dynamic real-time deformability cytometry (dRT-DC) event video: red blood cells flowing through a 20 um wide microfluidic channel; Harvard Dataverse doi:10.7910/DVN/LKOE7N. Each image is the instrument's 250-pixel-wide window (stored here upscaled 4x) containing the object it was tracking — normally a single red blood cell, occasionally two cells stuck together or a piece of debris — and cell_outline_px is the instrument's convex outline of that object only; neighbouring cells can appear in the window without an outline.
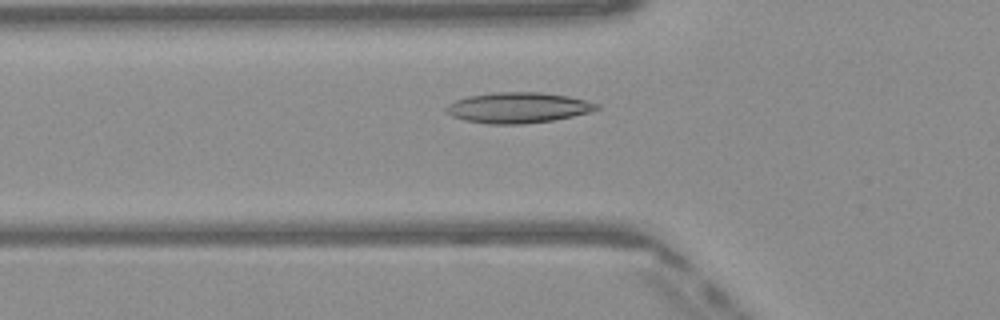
{"species": "Egyptian fruit bat (a non-hibernating species)", "species_latin": "Rousettus aegyptiacus", "temperature_condition": "warm", "stored_images_in_passage": 39, "camera_frame_rate_fps": 3000, "um_per_image_px": 0.085, "frame": {"image": 1, "passage_image": 7, "time_ms": 2.0, "image_size_px": [1000, 320], "cell_outline_px": [[600, 108], [588, 112], [572, 116], [552, 120], [524, 124], [488, 124], [464, 120], [452, 116], [444, 112], [444, 108], [448, 104], [456, 100], [468, 96], [496, 92], [540, 92], [568, 96], [600, 104]], "centroid_in_image_um": [43.99, 9.15], "position_along_channel_um": 81.8, "area_um2": 26.82}}
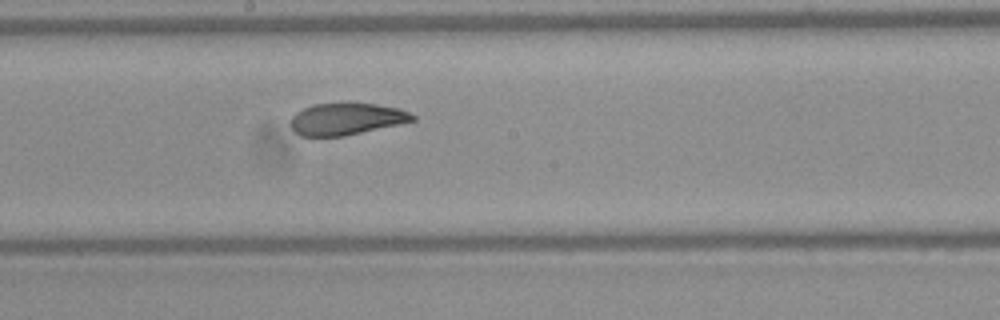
{"frame": {"image": 2, "passage_image": 17, "time_ms": 5.333, "image_size_px": [1000, 320], "cell_outline_px": [[416, 120], [400, 124], [344, 136], [300, 136], [292, 128], [292, 116], [296, 112], [312, 104], [352, 100], [376, 104], [396, 108], [408, 112], [416, 116]], "centroid_in_image_um": [29.45, 10.07], "position_along_channel_um": 218.8, "area_um2": 23.18}}
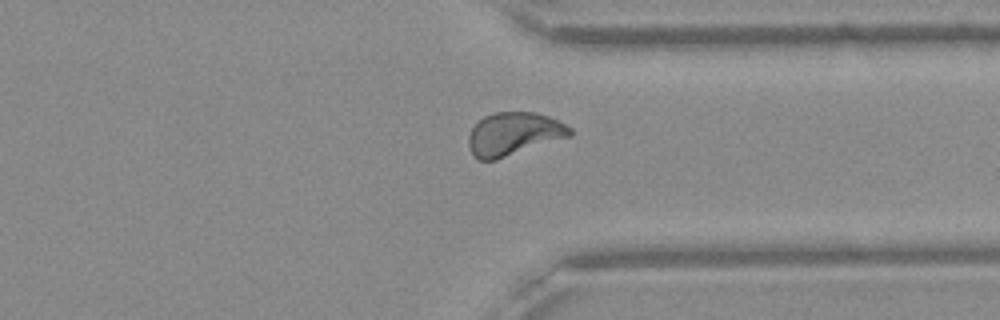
{"frame": {"image": 3, "passage_image": 28, "time_ms": 9.0, "image_size_px": [1000, 320], "cell_outline_px": [[572, 136], [496, 160], [480, 160], [472, 152], [468, 144], [468, 136], [472, 128], [484, 116], [496, 112], [536, 112], [548, 116], [572, 128]], "centroid_in_image_um": [43.69, 11.38], "position_along_channel_um": 367.7, "area_um2": 25.37}, "authors_computed_cell_mechanics": {"area_um2": 24.4494, "velocity_mm_per_s": 4.0802, "shape_relaxation_time_tau1_ms": 5.5789, "shape_relaxation_time_tau2_ms": 1.2768, "deformation_change_tau1": 0.1758, "deformation_change_tau2": 0.0694}}